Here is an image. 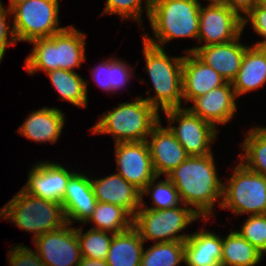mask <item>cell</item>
<instances>
[{
  "label": "cell",
  "mask_w": 266,
  "mask_h": 266,
  "mask_svg": "<svg viewBox=\"0 0 266 266\" xmlns=\"http://www.w3.org/2000/svg\"><path fill=\"white\" fill-rule=\"evenodd\" d=\"M213 156H188L166 176L178 190L182 205L194 206V211L205 220L214 216V203L223 198L224 183L218 178Z\"/></svg>",
  "instance_id": "obj_1"
},
{
  "label": "cell",
  "mask_w": 266,
  "mask_h": 266,
  "mask_svg": "<svg viewBox=\"0 0 266 266\" xmlns=\"http://www.w3.org/2000/svg\"><path fill=\"white\" fill-rule=\"evenodd\" d=\"M86 35L75 27L68 26L51 37L36 38L30 55L25 59V69L32 75L38 70L56 69L73 71L85 59Z\"/></svg>",
  "instance_id": "obj_2"
},
{
  "label": "cell",
  "mask_w": 266,
  "mask_h": 266,
  "mask_svg": "<svg viewBox=\"0 0 266 266\" xmlns=\"http://www.w3.org/2000/svg\"><path fill=\"white\" fill-rule=\"evenodd\" d=\"M200 5L198 0H152L149 21L156 38H142L160 48L175 38L198 39Z\"/></svg>",
  "instance_id": "obj_3"
},
{
  "label": "cell",
  "mask_w": 266,
  "mask_h": 266,
  "mask_svg": "<svg viewBox=\"0 0 266 266\" xmlns=\"http://www.w3.org/2000/svg\"><path fill=\"white\" fill-rule=\"evenodd\" d=\"M159 112L142 97L122 103L102 118L94 127L93 134H112L114 142L146 141L152 129L160 122Z\"/></svg>",
  "instance_id": "obj_4"
},
{
  "label": "cell",
  "mask_w": 266,
  "mask_h": 266,
  "mask_svg": "<svg viewBox=\"0 0 266 266\" xmlns=\"http://www.w3.org/2000/svg\"><path fill=\"white\" fill-rule=\"evenodd\" d=\"M160 48L143 39V54L146 60V72L150 75L156 96L143 98L159 111L182 107L183 60L181 57H170Z\"/></svg>",
  "instance_id": "obj_5"
},
{
  "label": "cell",
  "mask_w": 266,
  "mask_h": 266,
  "mask_svg": "<svg viewBox=\"0 0 266 266\" xmlns=\"http://www.w3.org/2000/svg\"><path fill=\"white\" fill-rule=\"evenodd\" d=\"M0 217L9 218L18 228L33 232V239L67 224L61 203L41 199L23 189L0 210Z\"/></svg>",
  "instance_id": "obj_6"
},
{
  "label": "cell",
  "mask_w": 266,
  "mask_h": 266,
  "mask_svg": "<svg viewBox=\"0 0 266 266\" xmlns=\"http://www.w3.org/2000/svg\"><path fill=\"white\" fill-rule=\"evenodd\" d=\"M143 199L137 213L133 216V227L138 231L142 240L160 242L186 241L190 234H181L190 223L200 216L193 208L183 205L169 209H146ZM178 234V235H177Z\"/></svg>",
  "instance_id": "obj_7"
},
{
  "label": "cell",
  "mask_w": 266,
  "mask_h": 266,
  "mask_svg": "<svg viewBox=\"0 0 266 266\" xmlns=\"http://www.w3.org/2000/svg\"><path fill=\"white\" fill-rule=\"evenodd\" d=\"M219 207L228 208L236 215L266 214V176L249 170L240 162L232 177L224 182Z\"/></svg>",
  "instance_id": "obj_8"
},
{
  "label": "cell",
  "mask_w": 266,
  "mask_h": 266,
  "mask_svg": "<svg viewBox=\"0 0 266 266\" xmlns=\"http://www.w3.org/2000/svg\"><path fill=\"white\" fill-rule=\"evenodd\" d=\"M11 15L17 42L51 37L66 28L58 27V0H27L13 7Z\"/></svg>",
  "instance_id": "obj_9"
},
{
  "label": "cell",
  "mask_w": 266,
  "mask_h": 266,
  "mask_svg": "<svg viewBox=\"0 0 266 266\" xmlns=\"http://www.w3.org/2000/svg\"><path fill=\"white\" fill-rule=\"evenodd\" d=\"M170 125L175 121L176 126H169L177 141L189 156H205L212 153L211 142L216 139L217 131L214 126L204 121L187 108H174L164 111Z\"/></svg>",
  "instance_id": "obj_10"
},
{
  "label": "cell",
  "mask_w": 266,
  "mask_h": 266,
  "mask_svg": "<svg viewBox=\"0 0 266 266\" xmlns=\"http://www.w3.org/2000/svg\"><path fill=\"white\" fill-rule=\"evenodd\" d=\"M243 21L219 0H209L207 7L200 5L198 42L202 46L224 44L241 36Z\"/></svg>",
  "instance_id": "obj_11"
},
{
  "label": "cell",
  "mask_w": 266,
  "mask_h": 266,
  "mask_svg": "<svg viewBox=\"0 0 266 266\" xmlns=\"http://www.w3.org/2000/svg\"><path fill=\"white\" fill-rule=\"evenodd\" d=\"M65 224L62 228L47 232L33 239L36 253L47 266H78L81 251L76 227Z\"/></svg>",
  "instance_id": "obj_12"
},
{
  "label": "cell",
  "mask_w": 266,
  "mask_h": 266,
  "mask_svg": "<svg viewBox=\"0 0 266 266\" xmlns=\"http://www.w3.org/2000/svg\"><path fill=\"white\" fill-rule=\"evenodd\" d=\"M115 156L118 174L140 191L157 177L146 141L116 143Z\"/></svg>",
  "instance_id": "obj_13"
},
{
  "label": "cell",
  "mask_w": 266,
  "mask_h": 266,
  "mask_svg": "<svg viewBox=\"0 0 266 266\" xmlns=\"http://www.w3.org/2000/svg\"><path fill=\"white\" fill-rule=\"evenodd\" d=\"M74 173L58 163L38 162L29 171L28 181L22 189L33 196L62 204L68 180Z\"/></svg>",
  "instance_id": "obj_14"
},
{
  "label": "cell",
  "mask_w": 266,
  "mask_h": 266,
  "mask_svg": "<svg viewBox=\"0 0 266 266\" xmlns=\"http://www.w3.org/2000/svg\"><path fill=\"white\" fill-rule=\"evenodd\" d=\"M149 135L151 140L147 138L146 142L157 177L167 176L189 156L170 129L162 127L160 122Z\"/></svg>",
  "instance_id": "obj_15"
},
{
  "label": "cell",
  "mask_w": 266,
  "mask_h": 266,
  "mask_svg": "<svg viewBox=\"0 0 266 266\" xmlns=\"http://www.w3.org/2000/svg\"><path fill=\"white\" fill-rule=\"evenodd\" d=\"M236 97L232 82H226L194 99V106L189 109L216 128L217 123L225 125L234 117L237 109Z\"/></svg>",
  "instance_id": "obj_16"
},
{
  "label": "cell",
  "mask_w": 266,
  "mask_h": 266,
  "mask_svg": "<svg viewBox=\"0 0 266 266\" xmlns=\"http://www.w3.org/2000/svg\"><path fill=\"white\" fill-rule=\"evenodd\" d=\"M227 81L194 52H187L183 60L182 99L192 102Z\"/></svg>",
  "instance_id": "obj_17"
},
{
  "label": "cell",
  "mask_w": 266,
  "mask_h": 266,
  "mask_svg": "<svg viewBox=\"0 0 266 266\" xmlns=\"http://www.w3.org/2000/svg\"><path fill=\"white\" fill-rule=\"evenodd\" d=\"M240 36L228 43L194 47L185 50L194 52L203 62L217 71L227 82H232L241 67L248 46L239 43Z\"/></svg>",
  "instance_id": "obj_18"
},
{
  "label": "cell",
  "mask_w": 266,
  "mask_h": 266,
  "mask_svg": "<svg viewBox=\"0 0 266 266\" xmlns=\"http://www.w3.org/2000/svg\"><path fill=\"white\" fill-rule=\"evenodd\" d=\"M96 204L91 178L75 172L68 180L62 201L67 223L71 225L73 220L84 223L93 213Z\"/></svg>",
  "instance_id": "obj_19"
},
{
  "label": "cell",
  "mask_w": 266,
  "mask_h": 266,
  "mask_svg": "<svg viewBox=\"0 0 266 266\" xmlns=\"http://www.w3.org/2000/svg\"><path fill=\"white\" fill-rule=\"evenodd\" d=\"M91 185L97 202L111 203L126 209L134 216L141 206V191L118 173L101 179H92Z\"/></svg>",
  "instance_id": "obj_20"
},
{
  "label": "cell",
  "mask_w": 266,
  "mask_h": 266,
  "mask_svg": "<svg viewBox=\"0 0 266 266\" xmlns=\"http://www.w3.org/2000/svg\"><path fill=\"white\" fill-rule=\"evenodd\" d=\"M64 121V113L60 109L43 107L25 119L18 133L35 142L54 144L60 137Z\"/></svg>",
  "instance_id": "obj_21"
},
{
  "label": "cell",
  "mask_w": 266,
  "mask_h": 266,
  "mask_svg": "<svg viewBox=\"0 0 266 266\" xmlns=\"http://www.w3.org/2000/svg\"><path fill=\"white\" fill-rule=\"evenodd\" d=\"M222 238L203 230L190 234L185 241L187 266H221Z\"/></svg>",
  "instance_id": "obj_22"
},
{
  "label": "cell",
  "mask_w": 266,
  "mask_h": 266,
  "mask_svg": "<svg viewBox=\"0 0 266 266\" xmlns=\"http://www.w3.org/2000/svg\"><path fill=\"white\" fill-rule=\"evenodd\" d=\"M266 83V48L248 47L245 50L241 67L232 81L238 96L256 90Z\"/></svg>",
  "instance_id": "obj_23"
},
{
  "label": "cell",
  "mask_w": 266,
  "mask_h": 266,
  "mask_svg": "<svg viewBox=\"0 0 266 266\" xmlns=\"http://www.w3.org/2000/svg\"><path fill=\"white\" fill-rule=\"evenodd\" d=\"M143 251L144 241L132 226L113 235L106 263L108 266H140Z\"/></svg>",
  "instance_id": "obj_24"
},
{
  "label": "cell",
  "mask_w": 266,
  "mask_h": 266,
  "mask_svg": "<svg viewBox=\"0 0 266 266\" xmlns=\"http://www.w3.org/2000/svg\"><path fill=\"white\" fill-rule=\"evenodd\" d=\"M263 256L264 254L244 239L237 230L222 238L221 266H255L264 258Z\"/></svg>",
  "instance_id": "obj_25"
},
{
  "label": "cell",
  "mask_w": 266,
  "mask_h": 266,
  "mask_svg": "<svg viewBox=\"0 0 266 266\" xmlns=\"http://www.w3.org/2000/svg\"><path fill=\"white\" fill-rule=\"evenodd\" d=\"M60 99L78 107H87V82L74 71L56 69L46 72Z\"/></svg>",
  "instance_id": "obj_26"
},
{
  "label": "cell",
  "mask_w": 266,
  "mask_h": 266,
  "mask_svg": "<svg viewBox=\"0 0 266 266\" xmlns=\"http://www.w3.org/2000/svg\"><path fill=\"white\" fill-rule=\"evenodd\" d=\"M87 221L96 225L92 229L112 234L124 232L133 226V216L126 209L104 202H97L93 213L84 223Z\"/></svg>",
  "instance_id": "obj_27"
},
{
  "label": "cell",
  "mask_w": 266,
  "mask_h": 266,
  "mask_svg": "<svg viewBox=\"0 0 266 266\" xmlns=\"http://www.w3.org/2000/svg\"><path fill=\"white\" fill-rule=\"evenodd\" d=\"M241 144V163L249 170L266 176V127H255L246 133Z\"/></svg>",
  "instance_id": "obj_28"
},
{
  "label": "cell",
  "mask_w": 266,
  "mask_h": 266,
  "mask_svg": "<svg viewBox=\"0 0 266 266\" xmlns=\"http://www.w3.org/2000/svg\"><path fill=\"white\" fill-rule=\"evenodd\" d=\"M128 65L117 58L103 61L93 69L92 77L95 83L104 91L113 93L122 88L131 78Z\"/></svg>",
  "instance_id": "obj_29"
},
{
  "label": "cell",
  "mask_w": 266,
  "mask_h": 266,
  "mask_svg": "<svg viewBox=\"0 0 266 266\" xmlns=\"http://www.w3.org/2000/svg\"><path fill=\"white\" fill-rule=\"evenodd\" d=\"M185 257V241L155 243L143 251L140 266H178Z\"/></svg>",
  "instance_id": "obj_30"
},
{
  "label": "cell",
  "mask_w": 266,
  "mask_h": 266,
  "mask_svg": "<svg viewBox=\"0 0 266 266\" xmlns=\"http://www.w3.org/2000/svg\"><path fill=\"white\" fill-rule=\"evenodd\" d=\"M82 227L76 228L79 247L82 257L106 260L108 250L110 248L113 235H108L109 232L90 229L86 233H82Z\"/></svg>",
  "instance_id": "obj_31"
},
{
  "label": "cell",
  "mask_w": 266,
  "mask_h": 266,
  "mask_svg": "<svg viewBox=\"0 0 266 266\" xmlns=\"http://www.w3.org/2000/svg\"><path fill=\"white\" fill-rule=\"evenodd\" d=\"M157 178L159 177L153 178L141 191V198H143L144 194L149 195L151 193L150 196L152 197L153 206L150 208L146 207V209H169L183 204L178 190L175 188L174 184L167 177L165 180L155 183Z\"/></svg>",
  "instance_id": "obj_32"
},
{
  "label": "cell",
  "mask_w": 266,
  "mask_h": 266,
  "mask_svg": "<svg viewBox=\"0 0 266 266\" xmlns=\"http://www.w3.org/2000/svg\"><path fill=\"white\" fill-rule=\"evenodd\" d=\"M146 14L149 18L152 0H145ZM142 0H107L103 15L117 14L122 20L133 18L134 21L142 23Z\"/></svg>",
  "instance_id": "obj_33"
},
{
  "label": "cell",
  "mask_w": 266,
  "mask_h": 266,
  "mask_svg": "<svg viewBox=\"0 0 266 266\" xmlns=\"http://www.w3.org/2000/svg\"><path fill=\"white\" fill-rule=\"evenodd\" d=\"M237 232L260 252L266 253V214L249 216Z\"/></svg>",
  "instance_id": "obj_34"
},
{
  "label": "cell",
  "mask_w": 266,
  "mask_h": 266,
  "mask_svg": "<svg viewBox=\"0 0 266 266\" xmlns=\"http://www.w3.org/2000/svg\"><path fill=\"white\" fill-rule=\"evenodd\" d=\"M11 249L7 258L11 266H47L36 251H32L27 246L17 245Z\"/></svg>",
  "instance_id": "obj_35"
},
{
  "label": "cell",
  "mask_w": 266,
  "mask_h": 266,
  "mask_svg": "<svg viewBox=\"0 0 266 266\" xmlns=\"http://www.w3.org/2000/svg\"><path fill=\"white\" fill-rule=\"evenodd\" d=\"M242 21L243 29L247 24V21H250L254 31L264 38V40L253 44V46L266 48V10L258 4L247 16L242 19Z\"/></svg>",
  "instance_id": "obj_36"
},
{
  "label": "cell",
  "mask_w": 266,
  "mask_h": 266,
  "mask_svg": "<svg viewBox=\"0 0 266 266\" xmlns=\"http://www.w3.org/2000/svg\"><path fill=\"white\" fill-rule=\"evenodd\" d=\"M11 14V10L3 7V4L0 0V62L3 60V56L5 54V50L10 45L16 44V38L13 32V29L6 24V18ZM8 31L10 34V38L8 40Z\"/></svg>",
  "instance_id": "obj_37"
},
{
  "label": "cell",
  "mask_w": 266,
  "mask_h": 266,
  "mask_svg": "<svg viewBox=\"0 0 266 266\" xmlns=\"http://www.w3.org/2000/svg\"><path fill=\"white\" fill-rule=\"evenodd\" d=\"M227 5L234 13H236L242 19L248 15L258 4L259 0H219ZM241 11V12H240Z\"/></svg>",
  "instance_id": "obj_38"
},
{
  "label": "cell",
  "mask_w": 266,
  "mask_h": 266,
  "mask_svg": "<svg viewBox=\"0 0 266 266\" xmlns=\"http://www.w3.org/2000/svg\"><path fill=\"white\" fill-rule=\"evenodd\" d=\"M78 266H108L106 260H98L87 257H81L80 263Z\"/></svg>",
  "instance_id": "obj_39"
},
{
  "label": "cell",
  "mask_w": 266,
  "mask_h": 266,
  "mask_svg": "<svg viewBox=\"0 0 266 266\" xmlns=\"http://www.w3.org/2000/svg\"><path fill=\"white\" fill-rule=\"evenodd\" d=\"M9 1H10V3H9L8 9L11 10L16 5H18V4L22 3V2H25L27 0H9Z\"/></svg>",
  "instance_id": "obj_40"
},
{
  "label": "cell",
  "mask_w": 266,
  "mask_h": 266,
  "mask_svg": "<svg viewBox=\"0 0 266 266\" xmlns=\"http://www.w3.org/2000/svg\"><path fill=\"white\" fill-rule=\"evenodd\" d=\"M259 5L266 10V0H259Z\"/></svg>",
  "instance_id": "obj_41"
}]
</instances>
